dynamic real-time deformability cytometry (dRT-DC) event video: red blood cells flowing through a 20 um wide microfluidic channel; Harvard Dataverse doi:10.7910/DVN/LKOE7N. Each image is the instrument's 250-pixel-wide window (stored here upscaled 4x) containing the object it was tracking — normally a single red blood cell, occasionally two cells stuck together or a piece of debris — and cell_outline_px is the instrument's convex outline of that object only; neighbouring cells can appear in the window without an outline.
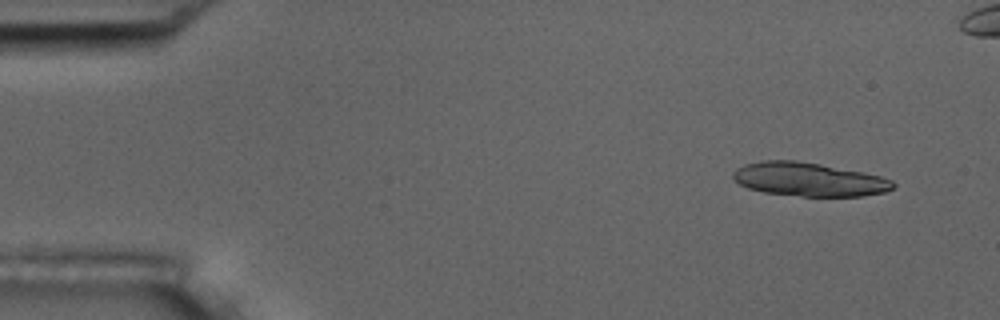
{"species": "common noctule bat (a hibernating species)", "species_latin": "Nyctalus noctula", "temperature_condition": "room temperature", "stored_images_in_passage": 7, "camera_frame_rate_fps": 3000, "um_per_image_px": 0.085, "animal": {"sex": "male", "body_mass_g": 17.5, "forearm_length_mm": 52.3}, "frame": {"image": 1, "passage_image": 1, "time_ms": 0.0, "image_size_px": [1000, 320], "cell_outline_px": [[896, 188], [884, 192], [864, 196], [800, 196], [764, 192], [748, 188], [740, 184], [732, 176], [732, 172], [736, 168], [744, 164], [760, 160], [796, 160], [820, 164], [864, 172], [880, 176], [892, 180], [896, 184]], "centroid_in_image_um": [68.76, 15.24], "position_along_channel_um": 16.2, "area_um2": 31.56}}